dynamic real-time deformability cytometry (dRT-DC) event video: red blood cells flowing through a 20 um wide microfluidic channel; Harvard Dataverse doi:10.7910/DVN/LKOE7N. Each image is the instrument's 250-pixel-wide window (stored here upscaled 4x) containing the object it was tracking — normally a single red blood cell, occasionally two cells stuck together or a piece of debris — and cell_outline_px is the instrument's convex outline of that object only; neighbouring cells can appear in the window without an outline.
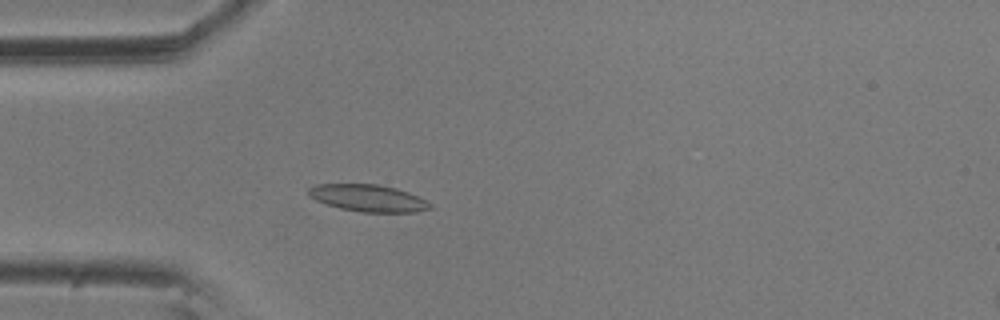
{"species": "common noctule bat (a hibernating species)", "species_latin": "Nyctalus noctula", "temperature_condition": "room temperature", "stored_images_in_passage": 57, "camera_frame_rate_fps": 3000, "um_per_image_px": 0.085, "animal": {"sex": "male", "body_mass_g": 20.5, "forearm_length_mm": 52.5}, "frame": {"image": 1, "passage_image": 16, "time_ms": 5.0, "image_size_px": [1000, 320], "cell_outline_px": [[432, 208], [416, 212], [360, 212], [340, 208], [316, 200], [308, 196], [308, 188], [316, 184], [380, 184], [396, 188], [408, 192], [432, 204]], "centroid_in_image_um": [31.28, 16.83], "position_along_channel_um": 53.7, "area_um2": 19.07}}
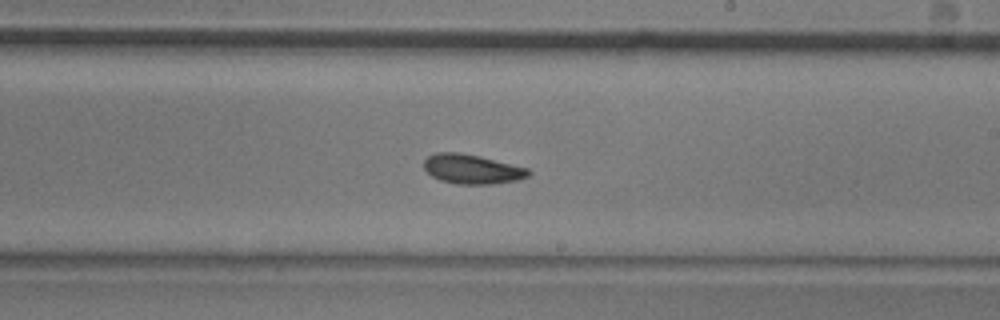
{"frame": {"image": 2, "passage_image": 33, "time_ms": 10.667, "image_size_px": [1000, 320], "cell_outline_px": [[532, 172], [528, 176], [520, 180], [492, 184], [456, 184], [440, 180], [432, 176], [424, 168], [424, 160], [428, 156], [436, 152], [460, 152], [480, 156], [528, 168]], "centroid_in_image_um": [40.14, 14.37], "position_along_channel_um": 248.9, "area_um2": 18.09}}
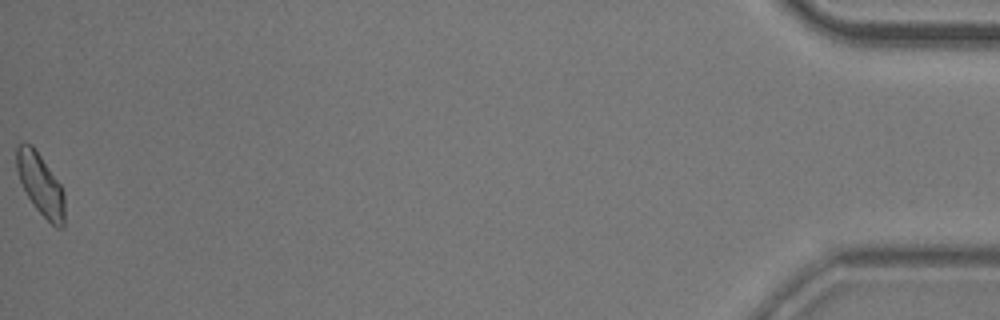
{"frame": {"image": 3, "passage_image": 57, "time_ms": 18.667, "image_size_px": [1000, 320], "cell_outline_px": [[64, 228], [56, 228], [32, 204], [20, 180], [16, 168], [16, 148], [24, 140], [32, 144], [60, 184], [64, 192]], "centroid_in_image_um": [3.44, 15.66], "position_along_channel_um": 431.8, "area_um2": 17.17}, "authors_computed_cell_mechanics": {"area_um2": 17.5712, "velocity_mm_per_s": 3.5488, "shape_relaxation_time_tau1_ms": 7.5827, "shape_relaxation_time_tau2_ms": null, "deformation_change_tau1": 0.1455, "deformation_change_tau2": null}}